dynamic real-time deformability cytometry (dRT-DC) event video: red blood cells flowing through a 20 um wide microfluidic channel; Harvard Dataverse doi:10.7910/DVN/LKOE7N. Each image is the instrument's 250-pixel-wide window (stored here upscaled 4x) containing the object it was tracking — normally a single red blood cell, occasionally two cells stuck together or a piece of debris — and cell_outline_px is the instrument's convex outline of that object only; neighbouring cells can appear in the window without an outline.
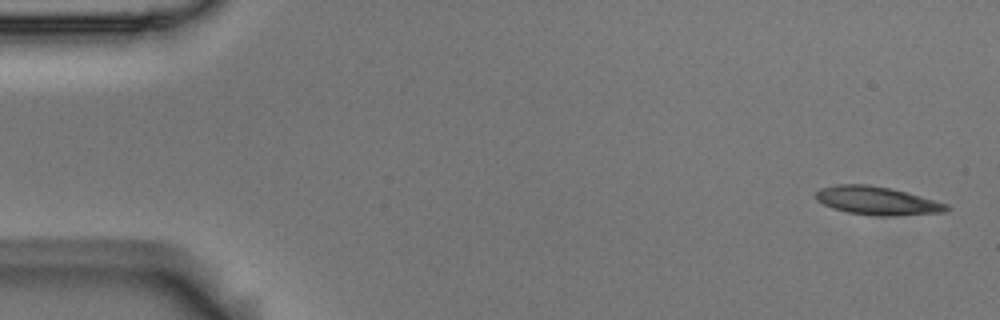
{"species": "Egyptian fruit bat (a non-hibernating species)", "species_latin": "Rousettus aegyptiacus", "temperature_condition": "room temperature", "stored_images_in_passage": 5, "camera_frame_rate_fps": 3000, "um_per_image_px": 0.085, "animal": {"sex": "male"}, "frame": {"image": 1, "passage_image": 1, "time_ms": 0.0, "image_size_px": [1000, 320], "cell_outline_px": [[952, 208], [944, 212], [896, 216], [880, 216], [848, 212], [832, 208], [816, 200], [816, 192], [820, 188], [836, 184], [868, 184], [892, 188], [948, 204]], "centroid_in_image_um": [74.56, 17.06], "position_along_channel_um": 10.4, "area_um2": 21.62}}
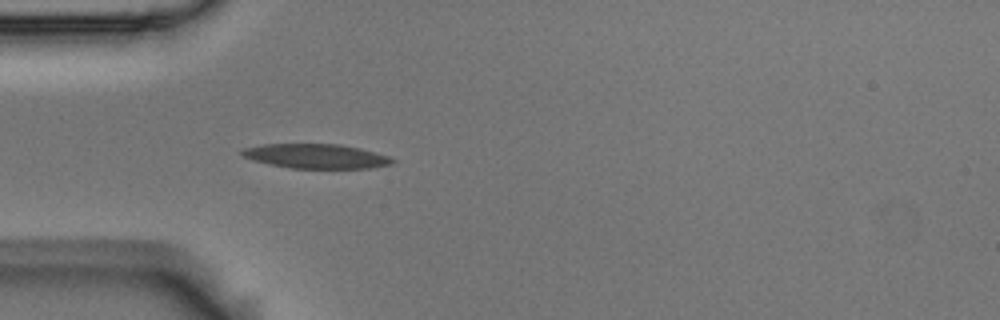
{"frame": {"image": 2, "passage_image": 5, "time_ms": 1.333, "image_size_px": [1000, 320], "cell_outline_px": [[396, 160], [392, 164], [372, 168], [292, 168], [268, 164], [252, 160], [240, 156], [240, 152], [244, 148], [264, 144], [340, 144], [360, 148], [392, 156]], "centroid_in_image_um": [26.89, 13.27], "position_along_channel_um": 58.1, "area_um2": 21.68}}